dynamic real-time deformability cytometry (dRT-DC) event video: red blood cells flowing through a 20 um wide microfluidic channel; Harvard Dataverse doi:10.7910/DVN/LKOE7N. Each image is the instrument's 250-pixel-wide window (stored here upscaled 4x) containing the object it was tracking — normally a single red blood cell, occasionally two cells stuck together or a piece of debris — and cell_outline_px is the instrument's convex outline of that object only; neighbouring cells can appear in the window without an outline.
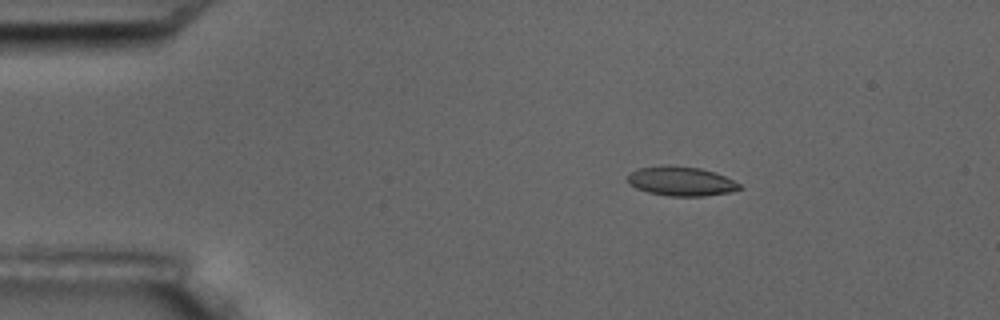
{"species": "common noctule bat (a hibernating species)", "species_latin": "Nyctalus noctula", "temperature_condition": "room temperature", "stored_images_in_passage": 5, "camera_frame_rate_fps": 3000, "um_per_image_px": 0.085, "animal": {"sex": "male", "body_mass_g": 17.5, "forearm_length_mm": 52.3}, "frame": {"image": 1, "passage_image": 3, "time_ms": 2.333, "image_size_px": [1000, 320], "cell_outline_px": [[740, 188], [728, 192], [704, 196], [668, 196], [648, 192], [636, 188], [628, 180], [628, 176], [632, 172], [640, 168], [672, 164], [700, 168], [716, 172], [740, 184]], "centroid_in_image_um": [57.89, 15.39], "position_along_channel_um": 27.1, "area_um2": 18.9}}